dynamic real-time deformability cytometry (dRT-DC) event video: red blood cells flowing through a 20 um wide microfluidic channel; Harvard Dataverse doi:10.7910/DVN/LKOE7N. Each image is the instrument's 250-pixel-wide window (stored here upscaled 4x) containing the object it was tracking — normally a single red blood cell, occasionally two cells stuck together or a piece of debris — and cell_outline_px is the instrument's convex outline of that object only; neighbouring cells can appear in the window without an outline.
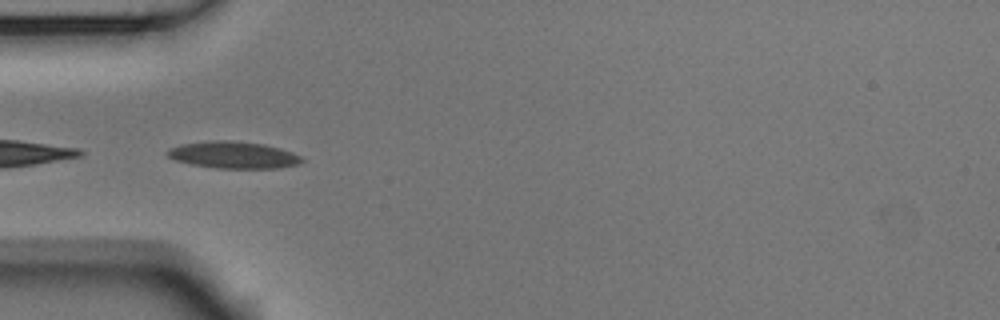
{"species": "Egyptian fruit bat (a non-hibernating species)", "species_latin": "Rousettus aegyptiacus", "temperature_condition": "room temperature", "stored_images_in_passage": 38, "camera_frame_rate_fps": 3000, "um_per_image_px": 0.085, "animal": {"sex": "male"}, "frame": {"image": 1, "passage_image": 1, "time_ms": 0.0, "image_size_px": [1000, 320], "cell_outline_px": [[304, 160], [300, 164], [280, 168], [216, 168], [192, 164], [176, 160], [168, 156], [164, 152], [168, 148], [180, 144], [212, 140], [228, 140], [264, 144], [280, 148], [292, 152], [300, 156]], "centroid_in_image_um": [19.83, 13.17], "position_along_channel_um": 65.2, "area_um2": 21.15}}
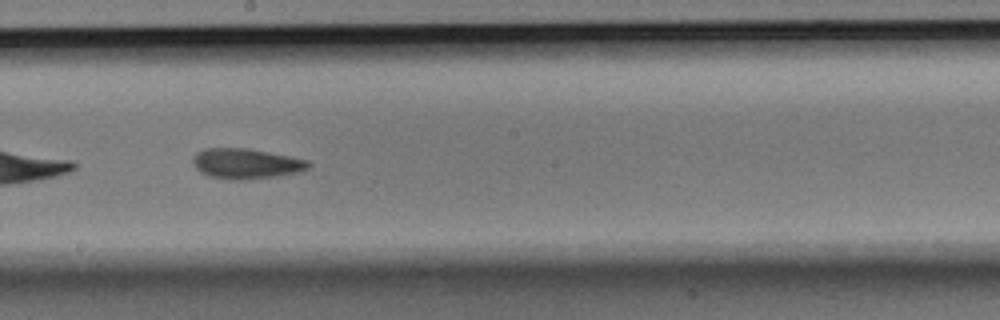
{"frame": {"image": 2, "passage_image": 14, "time_ms": 4.333, "image_size_px": [1000, 320], "cell_outline_px": [[312, 164], [308, 168], [300, 172], [244, 180], [228, 180], [208, 176], [200, 172], [196, 168], [192, 160], [196, 152], [204, 148], [248, 148], [308, 160]], "centroid_in_image_um": [20.88, 13.91], "position_along_channel_um": 227.3, "area_um2": 20.4}}
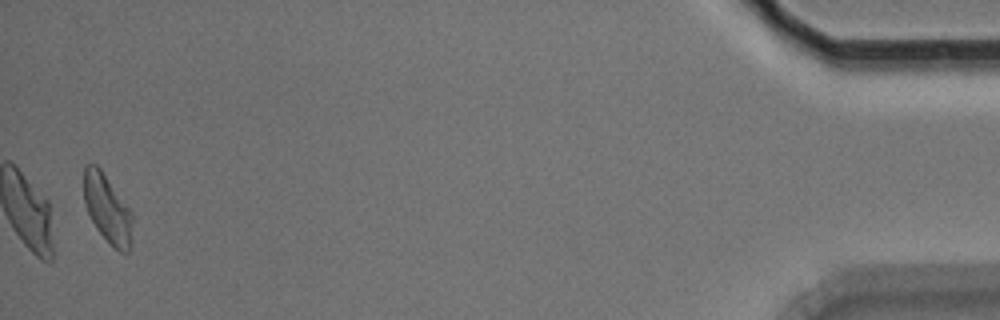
{"frame": {"image": 3, "passage_image": 37, "time_ms": 12.0, "image_size_px": [1000, 320], "cell_outline_px": [[132, 220], [128, 252], [120, 252], [96, 228], [84, 204], [84, 164], [96, 164], [100, 168], [132, 212]], "centroid_in_image_um": [9.1, 17.68], "position_along_channel_um": 426.1, "area_um2": 18.79}, "authors_computed_cell_mechanics": {"area_um2": 19.5075, "velocity_mm_per_s": 3.7414, "shape_relaxation_time_tau1_ms": 4.4908, "shape_relaxation_time_tau2_ms": 3.0579, "deformation_change_tau1": 0.1266, "deformation_change_tau2": 0.104}}